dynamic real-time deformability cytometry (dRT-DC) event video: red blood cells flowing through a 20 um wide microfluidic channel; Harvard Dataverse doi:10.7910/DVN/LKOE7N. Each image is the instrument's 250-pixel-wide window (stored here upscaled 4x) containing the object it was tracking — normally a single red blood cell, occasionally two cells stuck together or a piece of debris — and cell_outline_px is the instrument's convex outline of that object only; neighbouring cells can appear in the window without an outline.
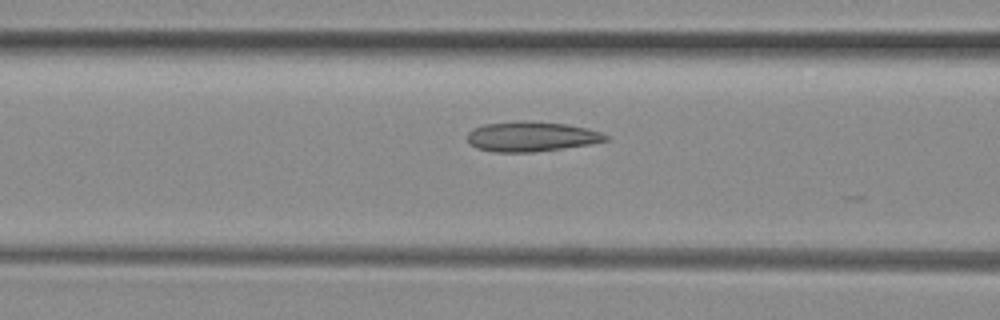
{"species": "common noctule bat (a hibernating species)", "species_latin": "Nyctalus noctula", "temperature_condition": "room temperature", "stored_images_in_passage": 11, "camera_frame_rate_fps": 3000, "um_per_image_px": 0.085, "animal": {"sex": "female", "body_mass_g": 29.2, "forearm_length_mm": 56.3}, "frame": {"image": 1, "passage_image": 6, "time_ms": 1.667, "image_size_px": [1000, 320], "cell_outline_px": [[608, 140], [592, 144], [532, 152], [492, 152], [476, 148], [468, 140], [468, 132], [484, 124], [524, 120], [528, 120], [568, 124], [588, 128], [600, 132], [608, 136]], "centroid_in_image_um": [45.19, 11.6], "position_along_channel_um": 121.4, "area_um2": 24.16}}
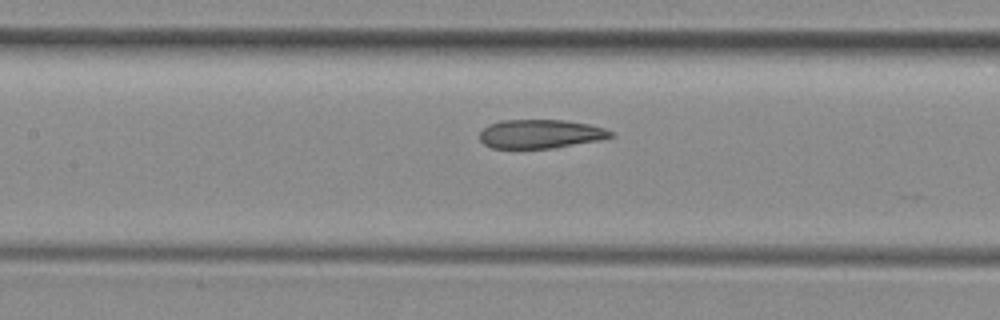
{"frame": {"image": 2, "passage_image": 9, "time_ms": 2.667, "image_size_px": [1000, 320], "cell_outline_px": [[616, 136], [600, 140], [552, 148], [492, 148], [484, 144], [480, 140], [480, 132], [488, 124], [500, 120], [564, 120], [588, 124], [604, 128], [616, 132]], "centroid_in_image_um": [45.96, 11.38], "position_along_channel_um": 161.4, "area_um2": 22.14}}